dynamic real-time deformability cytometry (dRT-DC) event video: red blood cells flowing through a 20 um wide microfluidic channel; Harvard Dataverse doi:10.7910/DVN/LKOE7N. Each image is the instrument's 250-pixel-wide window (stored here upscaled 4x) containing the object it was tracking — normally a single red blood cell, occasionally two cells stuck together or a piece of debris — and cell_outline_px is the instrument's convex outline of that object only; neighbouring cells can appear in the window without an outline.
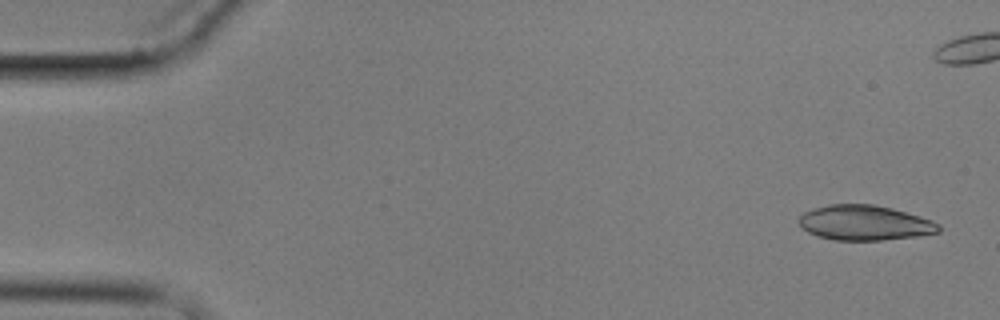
{"species": "common noctule bat (a hibernating species)", "species_latin": "Nyctalus noctula", "temperature_condition": "cold", "stored_images_in_passage": 7, "camera_frame_rate_fps": 3000, "um_per_image_px": 0.085, "animal": {"sex": "male", "body_mass_g": 17.9}, "frame": {"image": 1, "passage_image": 1, "time_ms": 0.0, "image_size_px": [1000, 320], "cell_outline_px": [[940, 232], [920, 236], [880, 240], [832, 240], [816, 236], [808, 232], [796, 220], [804, 212], [812, 208], [828, 204], [872, 204], [892, 208], [920, 216], [932, 220], [940, 224]], "centroid_in_image_um": [73.49, 18.94], "position_along_channel_um": 11.5, "area_um2": 28.78}}
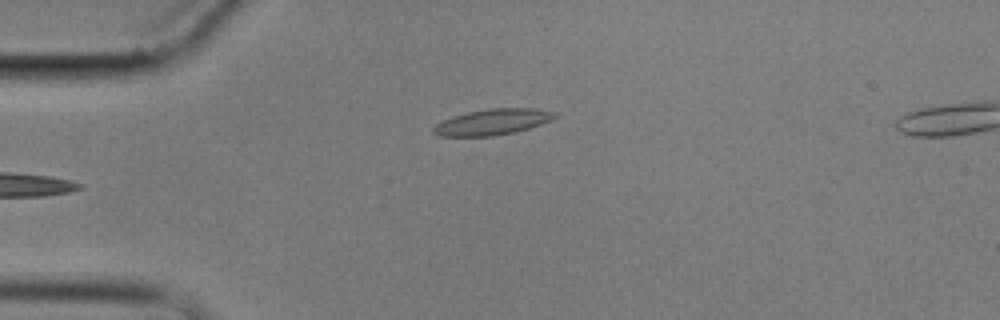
{"frame": {"image": 2, "passage_image": 5, "time_ms": 5.667, "image_size_px": [1000, 320], "cell_outline_px": [[556, 116], [540, 124], [516, 132], [492, 136], [440, 136], [432, 132], [432, 128], [436, 124], [444, 120], [468, 112], [492, 108], [532, 108], [556, 112]], "centroid_in_image_um": [41.84, 10.37], "position_along_channel_um": 43.2, "area_um2": 17.98}}